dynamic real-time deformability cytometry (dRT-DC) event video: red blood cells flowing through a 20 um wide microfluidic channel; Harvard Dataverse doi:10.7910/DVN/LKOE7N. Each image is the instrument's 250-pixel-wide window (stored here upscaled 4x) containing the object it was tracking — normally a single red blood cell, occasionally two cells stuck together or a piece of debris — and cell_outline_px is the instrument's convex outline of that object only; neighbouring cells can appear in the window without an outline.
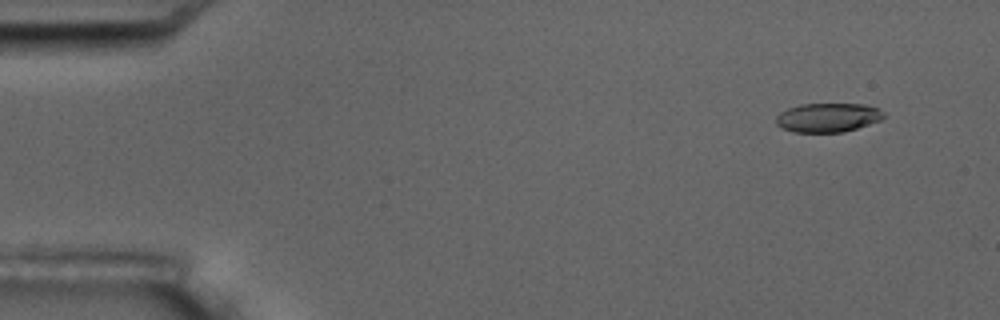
{"species": "common noctule bat (a hibernating species)", "species_latin": "Nyctalus noctula", "temperature_condition": "room temperature", "stored_images_in_passage": 6, "camera_frame_rate_fps": 3000, "um_per_image_px": 0.085, "animal": {"sex": "male", "body_mass_g": 17.5, "forearm_length_mm": 52.3}, "frame": {"image": 1, "passage_image": 2, "time_ms": 1.333, "image_size_px": [1000, 320], "cell_outline_px": [[884, 116], [880, 120], [844, 132], [792, 132], [780, 128], [776, 124], [776, 116], [780, 112], [788, 108], [800, 104], [864, 104], [876, 108], [884, 112]], "centroid_in_image_um": [70.31, 9.99], "position_along_channel_um": 14.7, "area_um2": 18.21}}
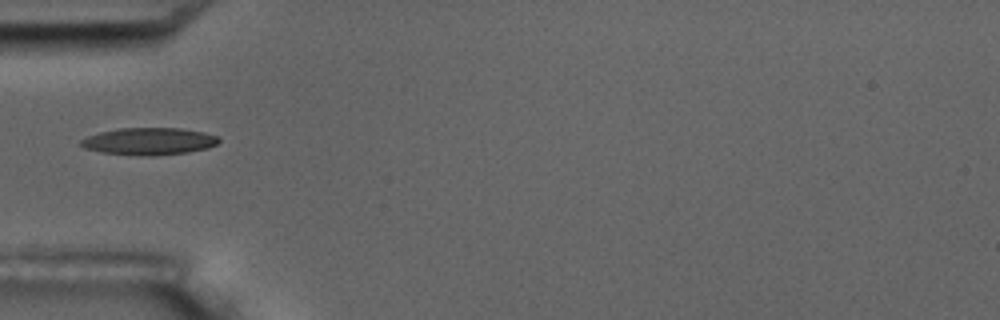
{"frame": {"image": 2, "passage_image": 6, "time_ms": 6.0, "image_size_px": [1000, 320], "cell_outline_px": [[220, 140], [216, 144], [208, 148], [188, 152], [156, 156], [148, 156], [100, 152], [84, 148], [80, 144], [80, 140], [88, 136], [100, 132], [116, 128], [180, 128], [204, 132], [220, 136]], "centroid_in_image_um": [12.69, 12.01], "position_along_channel_um": 72.3, "area_um2": 21.96}}